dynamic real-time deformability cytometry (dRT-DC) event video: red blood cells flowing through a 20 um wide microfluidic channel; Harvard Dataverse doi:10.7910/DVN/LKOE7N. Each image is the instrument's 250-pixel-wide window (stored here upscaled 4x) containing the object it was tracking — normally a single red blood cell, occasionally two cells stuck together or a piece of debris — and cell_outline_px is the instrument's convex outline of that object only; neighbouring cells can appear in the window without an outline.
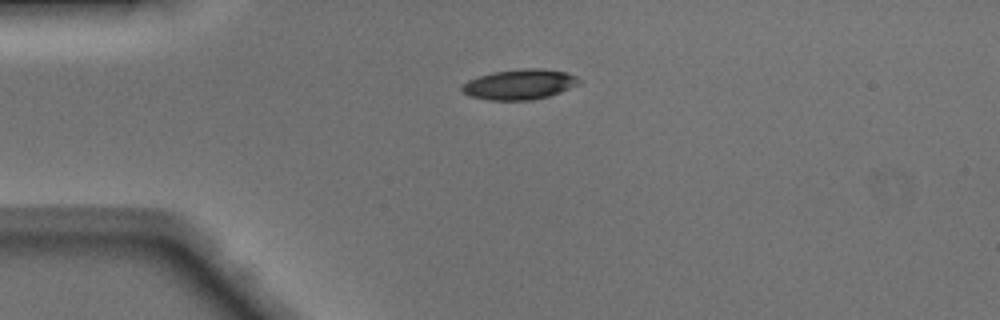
{"species": "Egyptian fruit bat (a non-hibernating species)", "species_latin": "Rousettus aegyptiacus", "temperature_condition": "warm", "stored_images_in_passage": 38, "camera_frame_rate_fps": 3000, "um_per_image_px": 0.085, "animal": {"sex": "male"}, "frame": {"image": 1, "passage_image": 1, "time_ms": 0.0, "image_size_px": [1000, 320], "cell_outline_px": [[580, 80], [576, 84], [560, 92], [548, 96], [532, 100], [488, 100], [468, 96], [460, 88], [468, 80], [492, 72], [524, 68], [540, 68], [568, 72], [576, 76]], "centroid_in_image_um": [44.14, 7.17], "position_along_channel_um": 40.9, "area_um2": 20.52}}
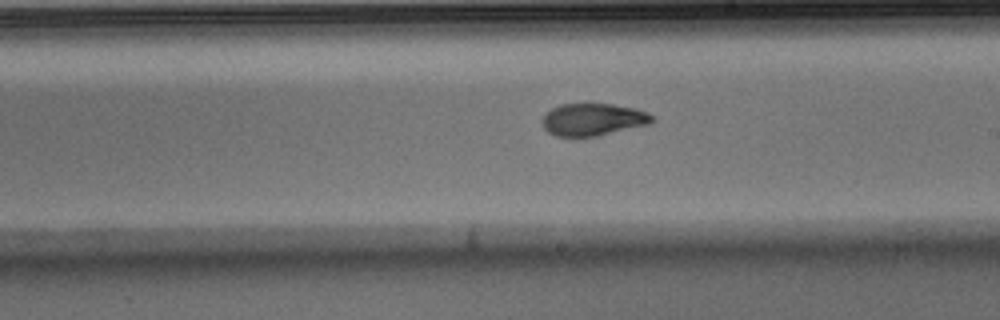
{"frame": {"image": 2, "passage_image": 17, "time_ms": 5.333, "image_size_px": [1000, 320], "cell_outline_px": [[656, 120], [648, 124], [596, 136], [556, 136], [548, 132], [544, 128], [540, 120], [544, 112], [560, 104], [612, 104], [636, 108], [648, 112], [656, 116]], "centroid_in_image_um": [50.4, 10.14], "position_along_channel_um": 238.6, "area_um2": 20.87}}
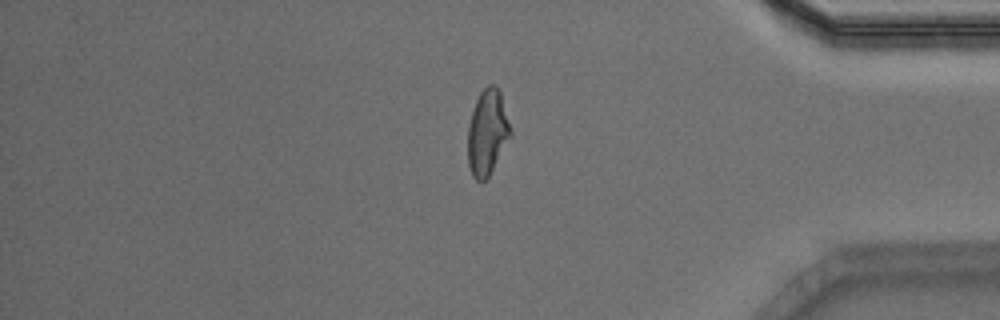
{"frame": {"image": 3, "passage_image": 30, "time_ms": 9.667, "image_size_px": [1000, 320], "cell_outline_px": [[512, 136], [488, 176], [480, 184], [472, 176], [468, 164], [468, 128], [472, 112], [476, 100], [480, 92], [488, 84], [496, 84], [500, 92], [512, 132]], "centroid_in_image_um": [41.43, 11.26], "position_along_channel_um": 393.8, "area_um2": 21.27}, "authors_computed_cell_mechanics": {"area_um2": 21.1259, "velocity_mm_per_s": 4.1759, "shape_relaxation_time_tau1_ms": 10.2919, "shape_relaxation_time_tau2_ms": 1.5695, "deformation_change_tau1": 0.2977, "deformation_change_tau2": 0.0809}}